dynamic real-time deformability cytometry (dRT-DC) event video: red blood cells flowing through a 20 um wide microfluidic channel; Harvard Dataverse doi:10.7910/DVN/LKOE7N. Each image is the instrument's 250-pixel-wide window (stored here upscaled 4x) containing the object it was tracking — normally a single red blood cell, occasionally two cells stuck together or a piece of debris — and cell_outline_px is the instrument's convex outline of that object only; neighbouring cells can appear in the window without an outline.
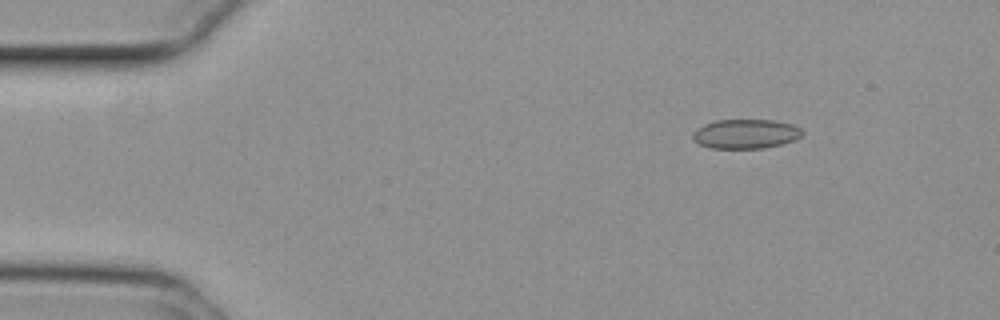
{"species": "common noctule bat (a hibernating species)", "species_latin": "Nyctalus noctula", "temperature_condition": "cold", "stored_images_in_passage": 4, "camera_frame_rate_fps": 3000, "um_per_image_px": 0.085, "animal": {"sex": "female", "body_mass_g": 29.2, "forearm_length_mm": 56.3}, "frame": {"image": 1, "passage_image": 1, "time_ms": 0.0, "image_size_px": [1000, 320], "cell_outline_px": [[804, 132], [796, 140], [784, 144], [764, 148], [708, 148], [692, 140], [692, 132], [704, 124], [716, 120], [776, 120], [792, 124], [800, 128]], "centroid_in_image_um": [63.39, 11.38], "position_along_channel_um": 21.6, "area_um2": 18.96}}